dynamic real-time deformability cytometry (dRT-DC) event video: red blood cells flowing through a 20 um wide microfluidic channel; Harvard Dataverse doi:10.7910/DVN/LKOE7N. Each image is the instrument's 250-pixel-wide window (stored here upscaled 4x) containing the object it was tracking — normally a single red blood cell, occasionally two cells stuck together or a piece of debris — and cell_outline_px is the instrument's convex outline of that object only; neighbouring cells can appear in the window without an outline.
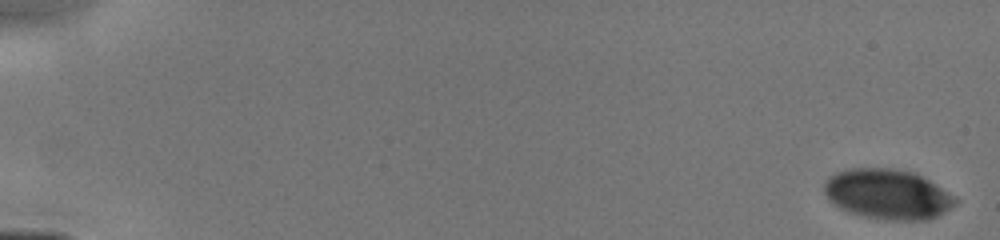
{"species": "human", "species_latin": "Homo sapiens", "temperature_condition": "cold", "stored_images_in_passage": 15, "camera_frame_rate_fps": 3000, "um_per_image_px": 0.085, "donor": {"sex": "male"}, "frame": {"image": 1, "passage_image": 1, "time_ms": 0.0, "image_size_px": [1000, 240], "cell_outline_px": [[960, 200], [956, 204], [944, 212], [928, 220], [888, 220], [864, 216], [848, 212], [832, 204], [828, 200], [824, 192], [824, 180], [828, 176], [836, 172], [848, 168], [892, 168], [912, 172], [936, 184], [956, 196]], "centroid_in_image_um": [75.42, 16.5], "position_along_channel_um": 9.6, "area_um2": 38.55}}
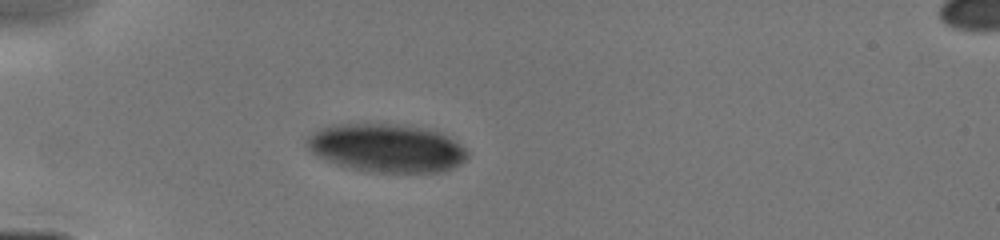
{"frame": {"image": 2, "passage_image": 9, "time_ms": 4.667, "image_size_px": [1000, 240], "cell_outline_px": [[468, 156], [460, 164], [452, 168], [440, 172], [368, 172], [352, 168], [316, 156], [308, 148], [308, 136], [320, 128], [336, 124], [404, 124], [440, 132], [448, 136], [460, 144], [468, 152]], "centroid_in_image_um": [32.89, 12.58], "position_along_channel_um": 52.1, "area_um2": 44.97}}
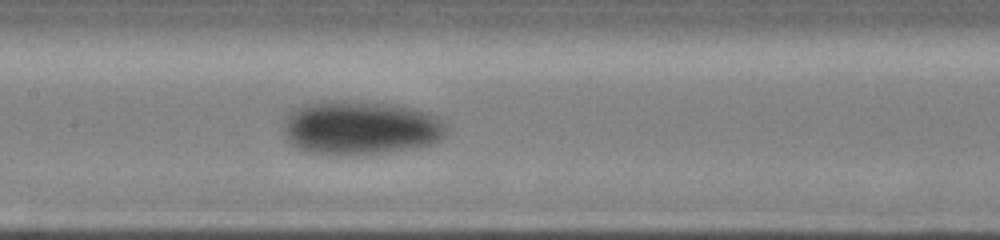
{"frame": {"image": 3, "passage_image": 15, "time_ms": 8.0, "image_size_px": [1000, 240], "cell_outline_px": [[448, 132], [440, 140], [432, 144], [420, 148], [360, 156], [328, 156], [304, 152], [292, 144], [284, 136], [280, 128], [280, 124], [284, 116], [292, 108], [304, 104], [320, 100], [368, 100], [392, 104], [428, 112], [440, 116], [444, 120], [448, 128]], "centroid_in_image_um": [30.59, 10.87], "position_along_channel_um": 176.8, "area_um2": 53.87}}